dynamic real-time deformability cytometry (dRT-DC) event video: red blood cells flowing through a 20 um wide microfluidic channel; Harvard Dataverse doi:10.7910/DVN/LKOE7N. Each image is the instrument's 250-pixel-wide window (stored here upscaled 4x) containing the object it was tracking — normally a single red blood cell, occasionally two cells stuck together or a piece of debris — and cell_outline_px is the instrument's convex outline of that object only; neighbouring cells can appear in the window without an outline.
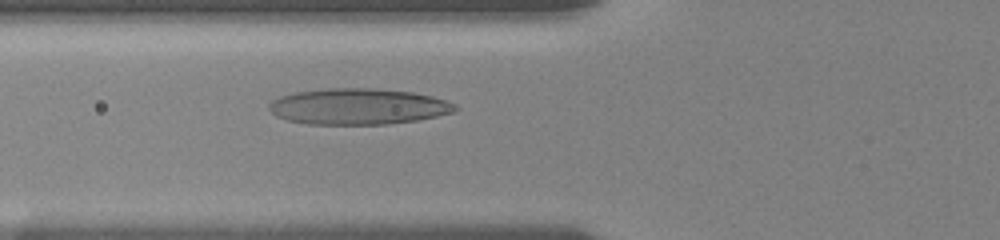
{"species": "human", "species_latin": "Homo sapiens", "temperature_condition": "room temperature", "stored_images_in_passage": 7, "camera_frame_rate_fps": 3000, "um_per_image_px": 0.085, "donor": {"sex": "female"}, "frame": {"image": 1, "passage_image": 4, "time_ms": 0.667, "image_size_px": [1000, 240], "cell_outline_px": [[460, 108], [452, 112], [436, 116], [416, 120], [388, 124], [308, 124], [288, 120], [276, 116], [268, 108], [268, 104], [272, 100], [280, 96], [296, 92], [328, 88], [376, 88], [412, 92], [432, 96], [456, 104]], "centroid_in_image_um": [30.44, 9.05], "position_along_channel_um": 95.4, "area_um2": 39.07}}